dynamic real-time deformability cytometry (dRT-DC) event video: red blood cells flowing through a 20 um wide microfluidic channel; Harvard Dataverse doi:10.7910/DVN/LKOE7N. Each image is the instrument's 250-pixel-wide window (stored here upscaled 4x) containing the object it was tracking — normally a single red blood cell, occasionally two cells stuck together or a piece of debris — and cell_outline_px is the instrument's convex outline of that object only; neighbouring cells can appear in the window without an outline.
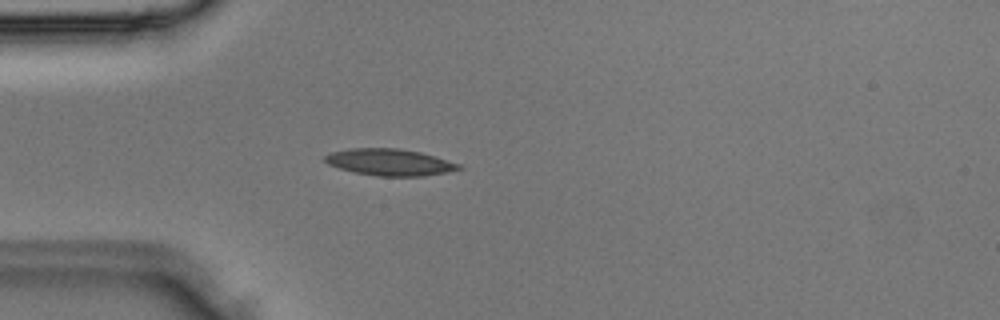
{"species": "Egyptian fruit bat (a non-hibernating species)", "species_latin": "Rousettus aegyptiacus", "temperature_condition": "room temperature", "stored_images_in_passage": 2, "camera_frame_rate_fps": 3000, "um_per_image_px": 0.085, "animal": {"sex": "male"}, "frame": {"image": 1, "passage_image": 2, "time_ms": 0.333, "image_size_px": [1000, 320], "cell_outline_px": [[464, 168], [448, 172], [424, 176], [376, 176], [356, 172], [340, 168], [328, 164], [324, 160], [324, 156], [332, 152], [352, 148], [400, 148], [420, 152], [460, 164]], "centroid_in_image_um": [33.14, 13.79], "position_along_channel_um": 51.9, "area_um2": 20.69}}